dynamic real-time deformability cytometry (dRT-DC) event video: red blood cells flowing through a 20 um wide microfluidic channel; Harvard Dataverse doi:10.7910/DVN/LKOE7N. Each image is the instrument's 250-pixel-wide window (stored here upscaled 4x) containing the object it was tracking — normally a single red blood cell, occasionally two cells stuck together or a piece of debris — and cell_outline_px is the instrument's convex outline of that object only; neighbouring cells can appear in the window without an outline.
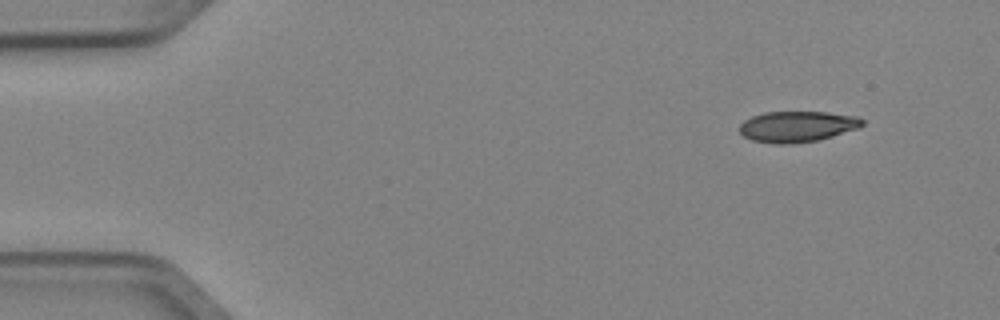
{"species": "Egyptian fruit bat (a non-hibernating species)", "species_latin": "Rousettus aegyptiacus", "temperature_condition": "cold", "stored_images_in_passage": 3, "camera_frame_rate_fps": 3000, "um_per_image_px": 0.085, "animal": {"sex": "female"}, "frame": {"image": 1, "passage_image": 3, "time_ms": 0.667, "image_size_px": [1000, 320], "cell_outline_px": [[864, 124], [860, 128], [820, 140], [792, 144], [776, 144], [752, 140], [744, 136], [740, 132], [740, 124], [744, 120], [752, 116], [764, 112], [828, 112], [860, 116], [864, 120]], "centroid_in_image_um": [67.82, 10.75], "position_along_channel_um": 17.2, "area_um2": 22.43}}